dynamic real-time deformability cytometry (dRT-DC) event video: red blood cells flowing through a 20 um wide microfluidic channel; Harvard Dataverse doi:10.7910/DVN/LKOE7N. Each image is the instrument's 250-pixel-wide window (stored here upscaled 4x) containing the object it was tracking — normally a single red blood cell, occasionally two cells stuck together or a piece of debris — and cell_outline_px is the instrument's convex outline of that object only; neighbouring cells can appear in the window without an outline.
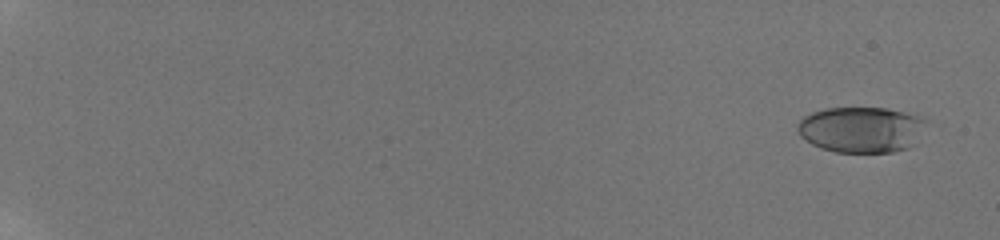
{"species": "human", "species_latin": "Homo sapiens", "temperature_condition": "room temperature", "stored_images_in_passage": 70, "camera_frame_rate_fps": 3000, "um_per_image_px": 0.085, "donor": {"sex": "male"}, "frame": {"image": 1, "passage_image": 6, "time_ms": 1.0, "image_size_px": [1000, 240], "cell_outline_px": [[928, 120], [908, 148], [892, 152], [836, 152], [820, 148], [812, 144], [800, 136], [796, 124], [804, 116], [812, 112], [824, 108], [888, 108], [904, 112]], "centroid_in_image_um": [73.14, 11.0], "position_along_channel_um": 11.9, "area_um2": 34.04}}
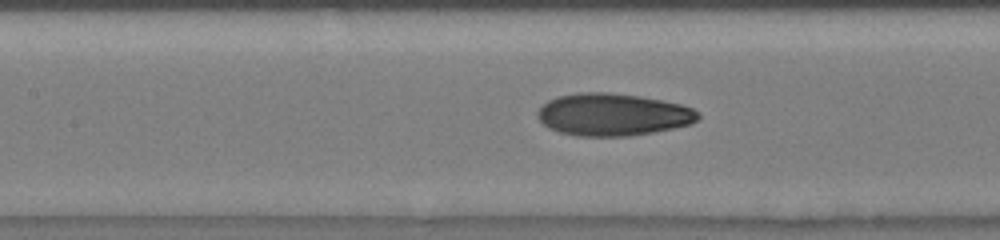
{"frame": {"image": 2, "passage_image": 44, "time_ms": 10.667, "image_size_px": [1000, 240], "cell_outline_px": [[700, 116], [692, 124], [652, 132], [628, 136], [576, 136], [560, 132], [548, 128], [536, 116], [536, 112], [548, 100], [556, 96], [576, 92], [608, 92], [640, 96], [680, 104], [692, 108], [700, 112]], "centroid_in_image_um": [52.07, 9.73], "position_along_channel_um": 155.3, "area_um2": 39.71}}
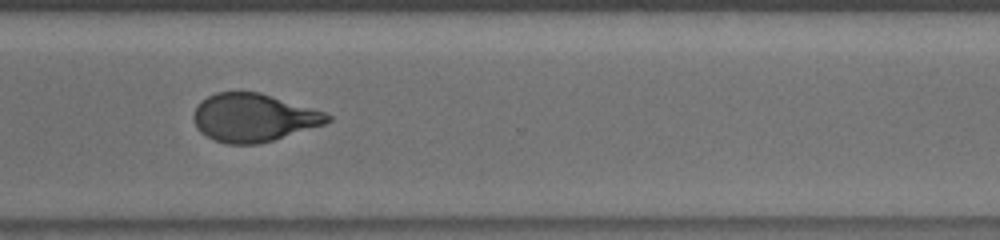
{"frame": {"image": 3, "passage_image": 60, "time_ms": 15.667, "image_size_px": [1000, 240], "cell_outline_px": [[332, 120], [324, 124], [272, 140], [256, 144], [228, 144], [216, 140], [200, 132], [196, 128], [192, 116], [200, 100], [216, 92], [260, 92], [324, 112], [332, 116]], "centroid_in_image_um": [21.52, 9.99], "position_along_channel_um": 349.1, "area_um2": 37.17}, "authors_computed_cell_mechanics": {"area_um2": 36.5007, "velocity_mm_per_s": 3.887, "shape_relaxation_time_tau1_ms": 4.4011, "shape_relaxation_time_tau2_ms": 1.218, "deformation_change_tau1": 0.1887, "deformation_change_tau2": 0.0756}}